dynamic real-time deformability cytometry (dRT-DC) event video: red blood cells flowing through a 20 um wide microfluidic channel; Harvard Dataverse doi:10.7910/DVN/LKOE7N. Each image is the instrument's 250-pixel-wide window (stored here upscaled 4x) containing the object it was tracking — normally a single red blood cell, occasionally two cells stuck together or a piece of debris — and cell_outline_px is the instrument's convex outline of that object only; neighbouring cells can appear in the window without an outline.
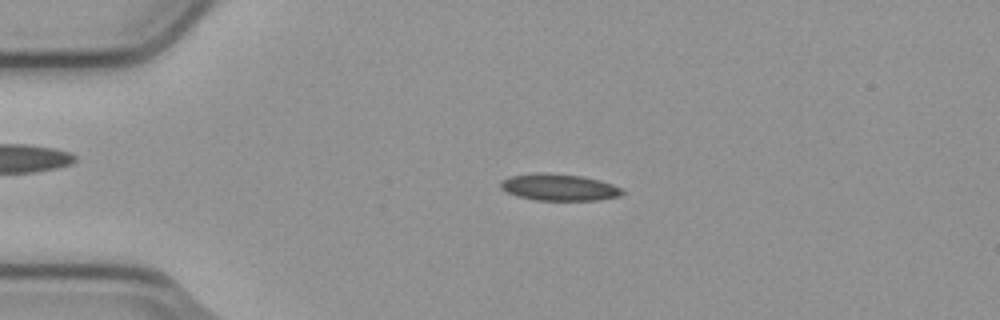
{"species": "common noctule bat (a hibernating species)", "species_latin": "Nyctalus noctula", "temperature_condition": "cold", "stored_images_in_passage": 4, "camera_frame_rate_fps": 3000, "um_per_image_px": 0.085, "animal": {"sex": "male", "body_mass_g": 23.1, "forearm_length_mm": 52.7}, "frame": {"image": 1, "passage_image": 3, "time_ms": 0.667, "image_size_px": [1000, 320], "cell_outline_px": [[624, 192], [620, 196], [600, 200], [536, 200], [516, 196], [500, 188], [500, 184], [504, 180], [512, 176], [536, 172], [540, 172], [584, 176], [600, 180], [612, 184], [620, 188]], "centroid_in_image_um": [47.54, 15.92], "position_along_channel_um": 37.5, "area_um2": 18.9}}